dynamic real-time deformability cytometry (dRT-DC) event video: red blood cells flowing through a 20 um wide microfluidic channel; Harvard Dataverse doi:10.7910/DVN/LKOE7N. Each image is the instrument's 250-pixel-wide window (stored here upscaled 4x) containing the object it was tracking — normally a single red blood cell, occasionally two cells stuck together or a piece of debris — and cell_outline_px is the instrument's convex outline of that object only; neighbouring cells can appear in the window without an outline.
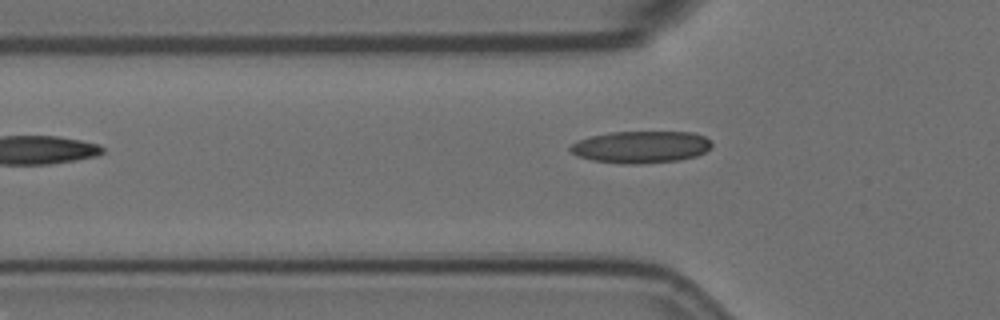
{"species": "Egyptian fruit bat (a non-hibernating species)", "species_latin": "Rousettus aegyptiacus", "temperature_condition": "room temperature", "stored_images_in_passage": 5, "camera_frame_rate_fps": 3000, "um_per_image_px": 0.085, "animal": {"sex": "female"}, "frame": {"image": 1, "passage_image": 5, "time_ms": 1.333, "image_size_px": [1000, 320], "cell_outline_px": [[712, 148], [696, 156], [680, 160], [640, 164], [620, 164], [592, 160], [576, 156], [568, 152], [568, 148], [572, 144], [580, 140], [592, 136], [612, 132], [692, 132], [704, 136], [712, 140]], "centroid_in_image_um": [54.49, 12.5], "position_along_channel_um": 71.3, "area_um2": 26.65}}